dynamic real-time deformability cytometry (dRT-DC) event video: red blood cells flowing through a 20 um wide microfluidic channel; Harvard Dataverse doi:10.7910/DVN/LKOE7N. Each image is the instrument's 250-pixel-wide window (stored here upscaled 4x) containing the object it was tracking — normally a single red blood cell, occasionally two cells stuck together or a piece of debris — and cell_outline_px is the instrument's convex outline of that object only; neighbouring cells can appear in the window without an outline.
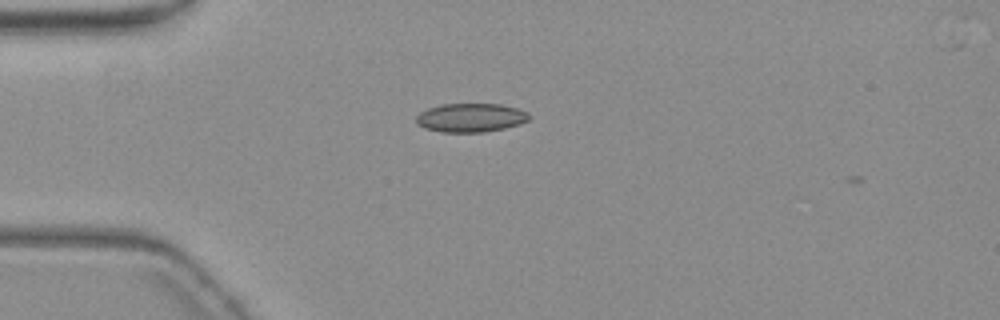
{"species": "common noctule bat (a hibernating species)", "species_latin": "Nyctalus noctula", "temperature_condition": "warm", "stored_images_in_passage": 2, "camera_frame_rate_fps": 3000, "um_per_image_px": 0.085, "animal": {"sex": "female", "body_mass_g": 19.3, "forearm_length_mm": 54.1}, "frame": {"image": 1, "passage_image": 1, "time_ms": 0.0, "image_size_px": [1000, 320], "cell_outline_px": [[528, 120], [520, 124], [504, 128], [484, 132], [440, 132], [424, 128], [416, 124], [416, 116], [420, 112], [428, 108], [440, 104], [500, 104], [516, 108], [528, 112]], "centroid_in_image_um": [39.97, 10.0], "position_along_channel_um": 45.0, "area_um2": 18.96}}